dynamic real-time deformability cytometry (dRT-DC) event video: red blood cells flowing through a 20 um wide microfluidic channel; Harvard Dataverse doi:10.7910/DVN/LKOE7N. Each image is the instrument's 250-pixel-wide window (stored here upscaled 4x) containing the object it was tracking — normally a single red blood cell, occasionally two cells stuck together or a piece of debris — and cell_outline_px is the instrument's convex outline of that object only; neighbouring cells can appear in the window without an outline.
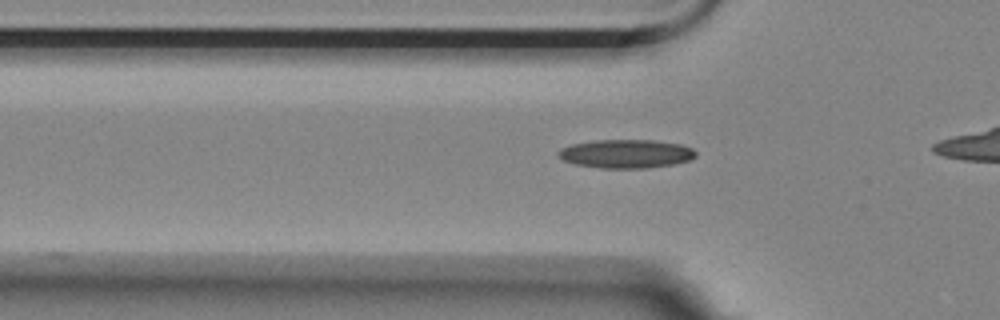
{"species": "Egyptian fruit bat (a non-hibernating species)", "species_latin": "Rousettus aegyptiacus", "temperature_condition": "room temperature", "stored_images_in_passage": 37, "camera_frame_rate_fps": 3000, "um_per_image_px": 0.085, "animal": {"sex": "female"}, "frame": {"image": 1, "passage_image": 9, "time_ms": 2.667, "image_size_px": [1000, 320], "cell_outline_px": [[696, 156], [688, 160], [676, 164], [648, 168], [600, 168], [576, 164], [564, 160], [556, 152], [560, 148], [572, 144], [592, 140], [656, 140], [680, 144], [692, 148], [696, 152]], "centroid_in_image_um": [53.22, 13.06], "position_along_channel_um": 72.6, "area_um2": 23.0}}
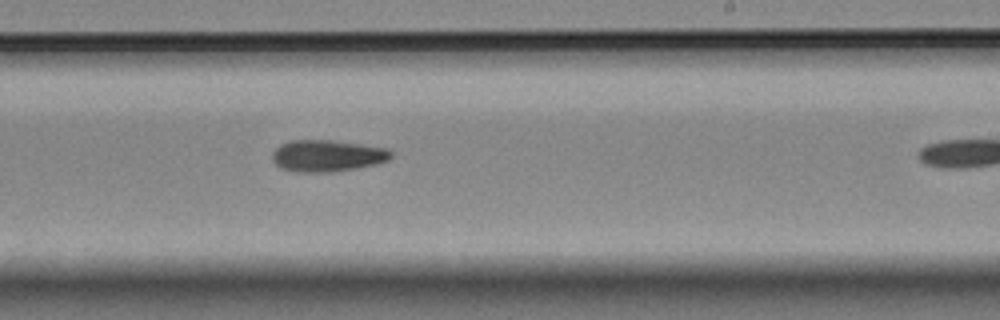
{"frame": {"image": 2, "passage_image": 25, "time_ms": 8.0, "image_size_px": [1000, 320], "cell_outline_px": [[392, 156], [388, 160], [376, 164], [356, 168], [332, 172], [296, 172], [280, 168], [272, 160], [272, 152], [280, 144], [288, 140], [332, 140], [388, 148], [392, 152]], "centroid_in_image_um": [27.79, 13.24], "position_along_channel_um": 261.2, "area_um2": 22.08}}
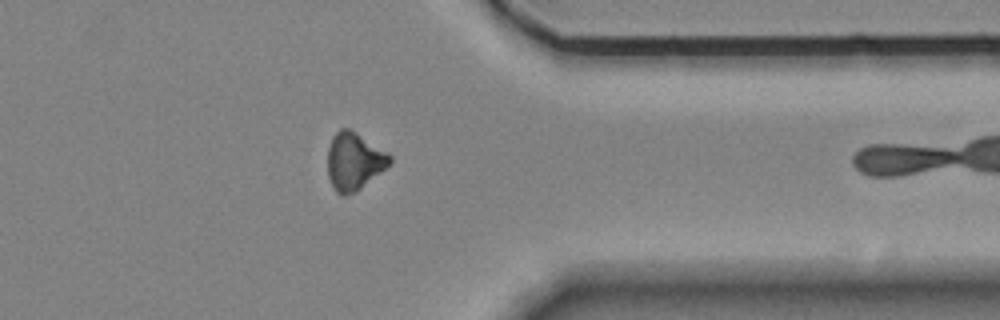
{"frame": {"image": 3, "passage_image": 36, "time_ms": 11.667, "image_size_px": [1000, 320], "cell_outline_px": [[392, 160], [380, 172], [356, 192], [344, 196], [340, 196], [336, 192], [328, 176], [328, 148], [332, 136], [340, 128], [348, 128], [356, 132], [388, 152], [392, 156]], "centroid_in_image_um": [30.08, 13.7], "position_along_channel_um": 381.3, "area_um2": 20.75}}